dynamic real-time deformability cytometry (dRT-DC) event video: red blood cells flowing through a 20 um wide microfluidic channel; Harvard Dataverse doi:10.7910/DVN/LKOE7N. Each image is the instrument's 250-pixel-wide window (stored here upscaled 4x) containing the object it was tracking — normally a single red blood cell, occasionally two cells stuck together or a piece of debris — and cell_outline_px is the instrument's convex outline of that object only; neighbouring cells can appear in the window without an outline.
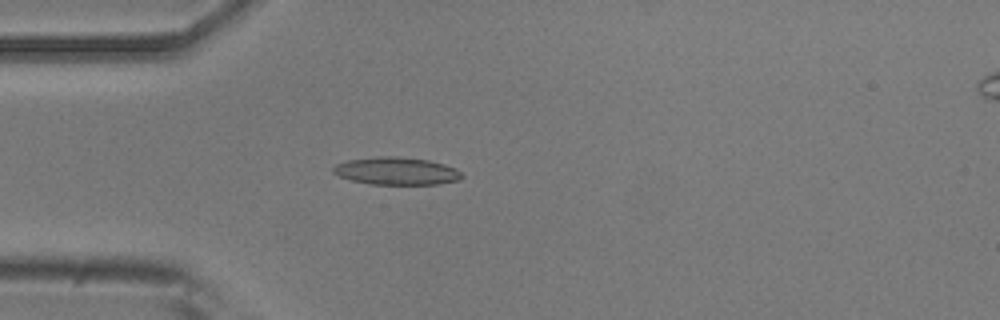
{"species": "common noctule bat (a hibernating species)", "species_latin": "Nyctalus noctula", "temperature_condition": "room temperature", "stored_images_in_passage": 50, "camera_frame_rate_fps": 3000, "um_per_image_px": 0.085, "animal": {"sex": "male", "body_mass_g": 20.5, "forearm_length_mm": 52.5}, "frame": {"image": 1, "passage_image": 12, "time_ms": 3.667, "image_size_px": [1000, 320], "cell_outline_px": [[464, 176], [460, 180], [440, 184], [372, 184], [352, 180], [340, 176], [332, 172], [332, 168], [336, 164], [348, 160], [380, 156], [396, 156], [428, 160], [444, 164], [456, 168]], "centroid_in_image_um": [33.73, 14.53], "position_along_channel_um": 51.3, "area_um2": 20.63}}
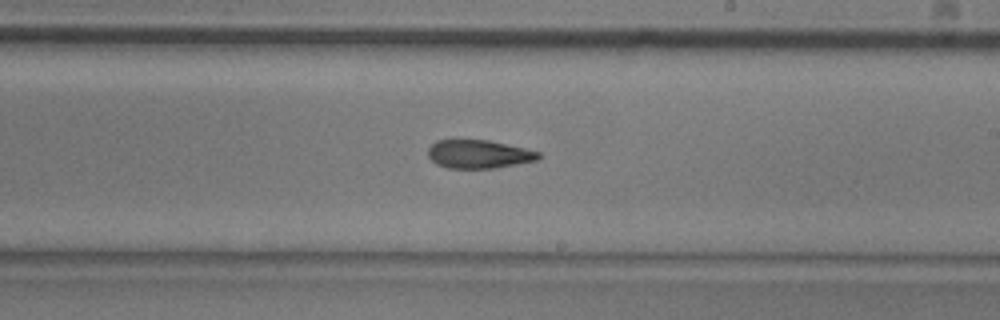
{"frame": {"image": 2, "passage_image": 28, "time_ms": 9.0, "image_size_px": [1000, 320], "cell_outline_px": [[544, 156], [540, 160], [496, 168], [448, 168], [436, 164], [428, 156], [428, 148], [436, 140], [456, 136], [488, 140], [524, 148], [540, 152]], "centroid_in_image_um": [40.68, 13.06], "position_along_channel_um": 248.3, "area_um2": 19.19}}
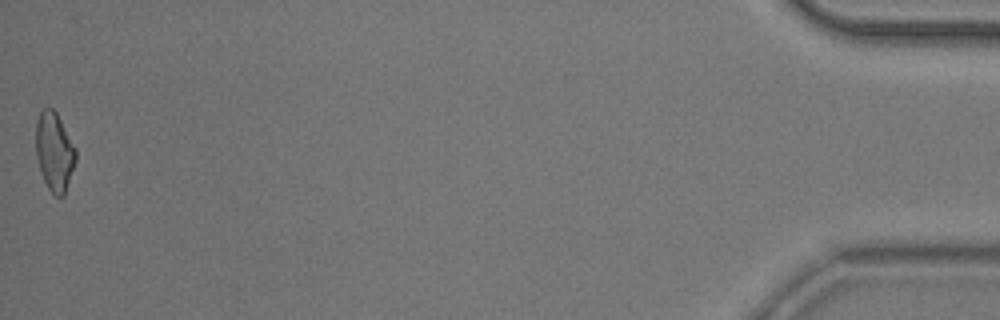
{"frame": {"image": 3, "passage_image": 50, "time_ms": 16.333, "image_size_px": [1000, 320], "cell_outline_px": [[76, 160], [64, 196], [56, 196], [48, 188], [44, 180], [36, 156], [36, 120], [40, 112], [44, 108], [52, 108], [56, 112], [76, 148]], "centroid_in_image_um": [4.63, 12.88], "position_along_channel_um": 430.6, "area_um2": 18.15}, "authors_computed_cell_mechanics": {"area_um2": 19.0162, "velocity_mm_per_s": 3.8333, "shape_relaxation_time_tau1_ms": 7.338, "shape_relaxation_time_tau2_ms": 7.403, "deformation_change_tau1": 0.185, "deformation_change_tau2": 0.2085}}